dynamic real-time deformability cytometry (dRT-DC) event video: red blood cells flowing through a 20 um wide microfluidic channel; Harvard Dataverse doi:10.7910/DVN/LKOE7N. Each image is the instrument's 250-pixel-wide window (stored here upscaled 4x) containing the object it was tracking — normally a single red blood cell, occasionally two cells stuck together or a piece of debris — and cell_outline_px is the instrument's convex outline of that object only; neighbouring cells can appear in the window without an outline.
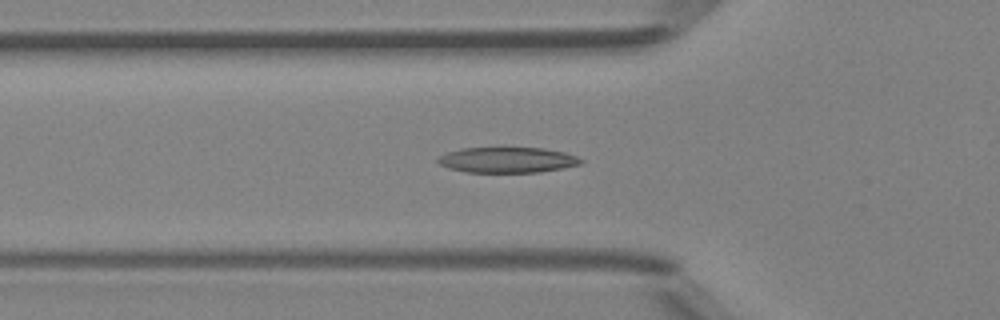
{"species": "Egyptian fruit bat (a non-hibernating species)", "species_latin": "Rousettus aegyptiacus", "temperature_condition": "room temperature", "stored_images_in_passage": 50, "camera_frame_rate_fps": 3000, "um_per_image_px": 0.085, "animal": {"sex": "female"}, "frame": {"image": 1, "passage_image": 17, "time_ms": 5.333, "image_size_px": [1000, 320], "cell_outline_px": [[584, 160], [580, 164], [540, 172], [464, 172], [448, 168], [440, 164], [436, 160], [440, 156], [448, 152], [460, 148], [544, 148], [564, 152], [576, 156]], "centroid_in_image_um": [43.1, 13.59], "position_along_channel_um": 82.7, "area_um2": 21.15}}
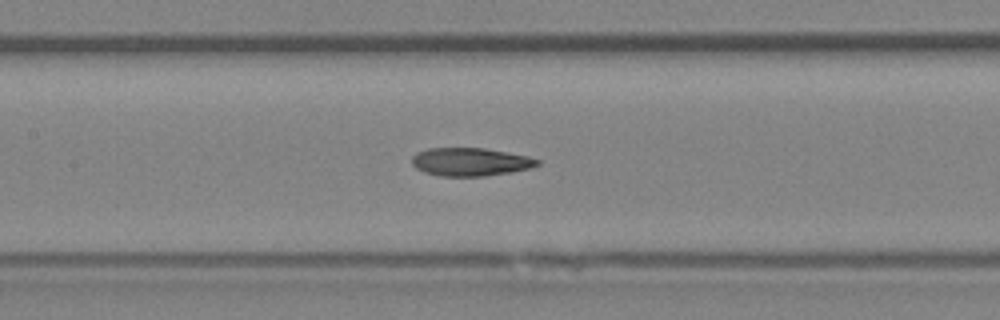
{"frame": {"image": 2, "passage_image": 23, "time_ms": 7.333, "image_size_px": [1000, 320], "cell_outline_px": [[540, 164], [528, 168], [512, 172], [484, 176], [440, 176], [424, 172], [416, 168], [412, 164], [412, 156], [416, 152], [428, 148], [484, 148], [528, 156], [540, 160]], "centroid_in_image_um": [39.96, 13.76], "position_along_channel_um": 167.4, "area_um2": 20.58}}
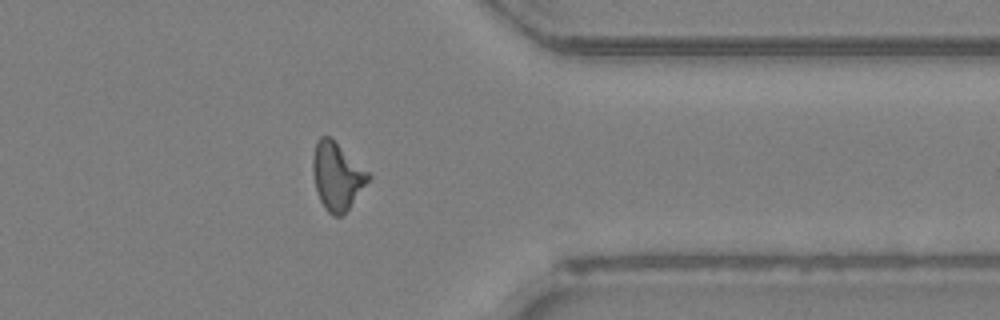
{"frame": {"image": 3, "passage_image": 39, "time_ms": 12.667, "image_size_px": [1000, 320], "cell_outline_px": [[372, 176], [348, 208], [340, 216], [332, 216], [324, 208], [320, 200], [316, 188], [312, 172], [312, 156], [316, 140], [320, 136], [328, 136], [368, 172]], "centroid_in_image_um": [28.6, 14.97], "position_along_channel_um": 382.8, "area_um2": 21.33}, "authors_computed_cell_mechanics": {"area_um2": 21.1259, "velocity_mm_per_s": 4.2295, "shape_relaxation_time_tau1_ms": 4.7553, "shape_relaxation_time_tau2_ms": 2.6529, "deformation_change_tau1": 0.1664, "deformation_change_tau2": 0.1154}}